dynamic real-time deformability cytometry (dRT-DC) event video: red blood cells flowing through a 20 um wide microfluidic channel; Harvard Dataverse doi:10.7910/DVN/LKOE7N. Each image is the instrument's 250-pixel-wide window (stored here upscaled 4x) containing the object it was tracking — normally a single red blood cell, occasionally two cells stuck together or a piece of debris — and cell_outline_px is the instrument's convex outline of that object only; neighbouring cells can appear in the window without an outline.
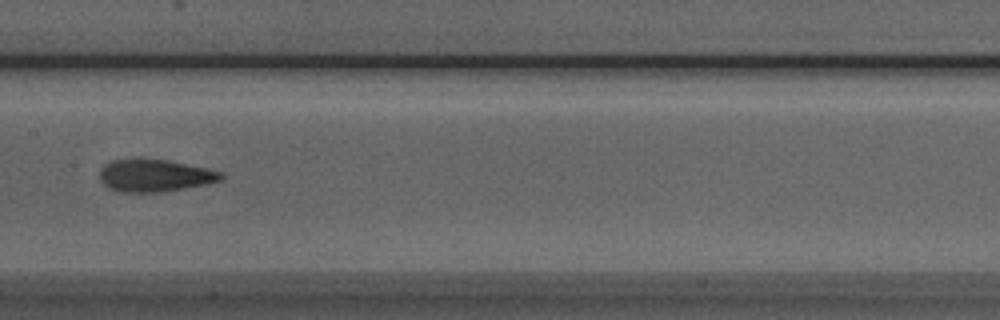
{"species": "Egyptian fruit bat (a non-hibernating species)", "species_latin": "Rousettus aegyptiacus", "temperature_condition": "room temperature", "stored_images_in_passage": 7, "camera_frame_rate_fps": 3000, "um_per_image_px": 0.085, "animal": {"sex": "male"}, "frame": {"image": 1, "passage_image": 7, "time_ms": 7.0, "image_size_px": [1000, 320], "cell_outline_px": [[224, 176], [220, 180], [204, 184], [184, 188], [156, 192], [120, 192], [108, 188], [100, 180], [100, 168], [104, 164], [112, 160], [140, 156], [168, 160], [208, 168], [220, 172]], "centroid_in_image_um": [13.08, 14.88], "position_along_channel_um": 194.3, "area_um2": 23.29}}